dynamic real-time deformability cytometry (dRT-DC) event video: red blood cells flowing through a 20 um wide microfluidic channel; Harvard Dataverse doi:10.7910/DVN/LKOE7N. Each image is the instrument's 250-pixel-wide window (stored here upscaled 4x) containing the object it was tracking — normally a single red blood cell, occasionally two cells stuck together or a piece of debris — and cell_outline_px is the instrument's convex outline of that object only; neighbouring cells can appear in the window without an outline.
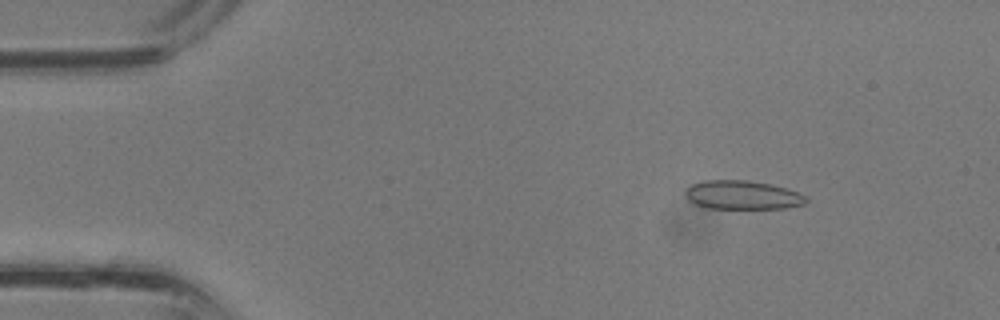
{"species": "common noctule bat (a hibernating species)", "species_latin": "Nyctalus noctula", "temperature_condition": "room temperature", "stored_images_in_passage": 34, "camera_frame_rate_fps": 3000, "um_per_image_px": 0.085, "animal": {"sex": "male", "body_mass_g": 13.3}, "frame": {"image": 1, "passage_image": 3, "time_ms": 0.667, "image_size_px": [1000, 320], "cell_outline_px": [[808, 200], [804, 204], [784, 208], [708, 208], [696, 204], [688, 200], [684, 192], [692, 184], [704, 180], [748, 180], [772, 184], [788, 188], [804, 196]], "centroid_in_image_um": [63.1, 16.56], "position_along_channel_um": 21.9, "area_um2": 20.17}}
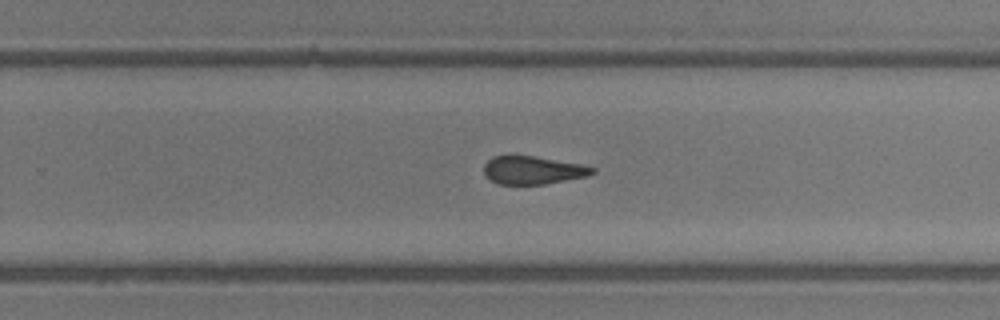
{"frame": {"image": 2, "passage_image": 21, "time_ms": 6.667, "image_size_px": [1000, 320], "cell_outline_px": [[596, 172], [588, 176], [544, 184], [500, 184], [484, 176], [484, 164], [492, 156], [532, 156], [584, 164], [596, 168]], "centroid_in_image_um": [45.32, 14.46], "position_along_channel_um": 284.5, "area_um2": 17.74}}
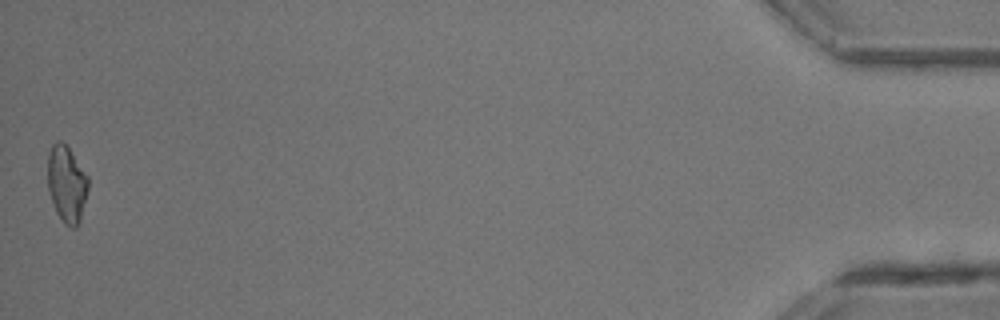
{"frame": {"image": 3, "passage_image": 34, "time_ms": 11.0, "image_size_px": [1000, 320], "cell_outline_px": [[88, 188], [80, 220], [76, 228], [72, 228], [64, 224], [56, 212], [48, 192], [48, 152], [52, 144], [56, 140], [60, 140], [68, 148], [88, 176]], "centroid_in_image_um": [5.65, 15.65], "position_along_channel_um": 429.5, "area_um2": 18.03}}